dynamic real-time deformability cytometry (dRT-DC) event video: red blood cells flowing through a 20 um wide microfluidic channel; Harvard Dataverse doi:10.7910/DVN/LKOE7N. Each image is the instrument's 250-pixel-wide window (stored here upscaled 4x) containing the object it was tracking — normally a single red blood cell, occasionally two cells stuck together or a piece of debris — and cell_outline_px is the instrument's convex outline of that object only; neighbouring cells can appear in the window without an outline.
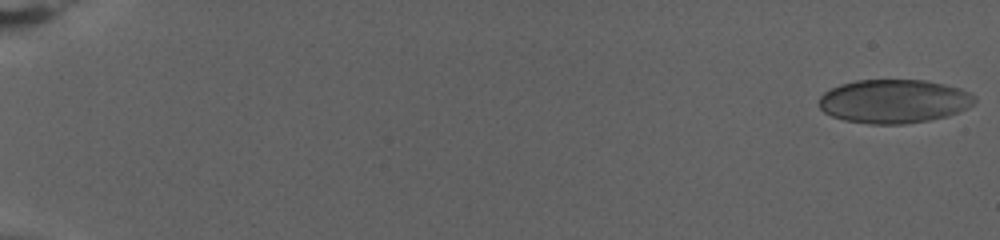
{"species": "human", "species_latin": "Homo sapiens", "temperature_condition": "warm", "stored_images_in_passage": 76, "camera_frame_rate_fps": 3000, "um_per_image_px": 0.085, "donor": {"sex": "female"}, "frame": {"image": 1, "passage_image": 1, "time_ms": 0.0, "image_size_px": [1000, 240], "cell_outline_px": [[976, 100], [968, 108], [948, 116], [928, 120], [904, 124], [868, 124], [844, 120], [832, 116], [824, 112], [820, 108], [820, 96], [824, 92], [840, 84], [856, 80], [924, 80], [944, 84], [960, 88], [976, 96]], "centroid_in_image_um": [75.99, 8.61], "position_along_channel_um": 9.0, "area_um2": 39.71}}
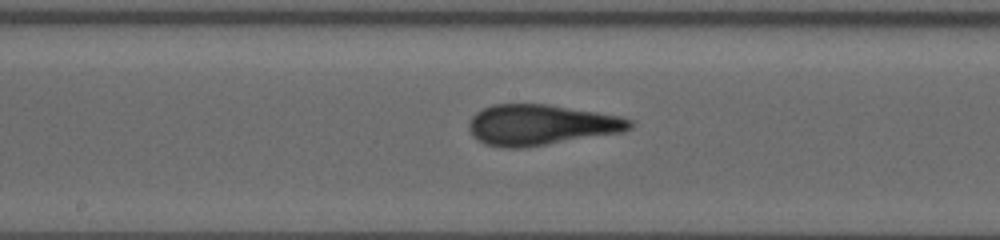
{"frame": {"image": 2, "passage_image": 43, "time_ms": 14.0, "image_size_px": [1000, 240], "cell_outline_px": [[632, 124], [624, 132], [524, 148], [504, 148], [484, 144], [476, 140], [472, 136], [468, 128], [468, 124], [472, 116], [476, 112], [492, 104], [548, 104], [620, 116], [632, 120]], "centroid_in_image_um": [45.93, 10.62], "position_along_channel_um": 202.3, "area_um2": 38.26}}
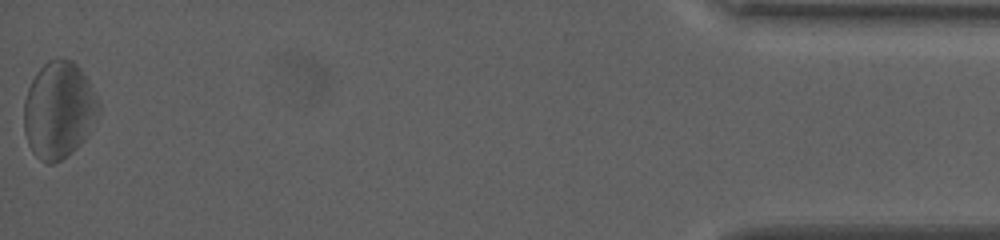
{"frame": {"image": 3, "passage_image": 76, "time_ms": 25.0, "image_size_px": [1000, 240], "cell_outline_px": [[100, 112], [84, 140], [68, 156], [52, 164], [48, 164], [40, 160], [32, 152], [28, 144], [24, 132], [24, 100], [28, 88], [36, 72], [48, 60], [60, 56], [72, 60], [80, 68], [88, 80], [100, 104]], "centroid_in_image_um": [4.99, 9.34], "position_along_channel_um": 430.2, "area_um2": 42.48}, "authors_computed_cell_mechanics": {"area_um2": 38.2058, "velocity_mm_per_s": 2.8033, "shape_relaxation_time_tau1_ms": 9.5453, "shape_relaxation_time_tau2_ms": 2.0249, "deformation_change_tau1": 0.2006, "deformation_change_tau2": 0.0986}}